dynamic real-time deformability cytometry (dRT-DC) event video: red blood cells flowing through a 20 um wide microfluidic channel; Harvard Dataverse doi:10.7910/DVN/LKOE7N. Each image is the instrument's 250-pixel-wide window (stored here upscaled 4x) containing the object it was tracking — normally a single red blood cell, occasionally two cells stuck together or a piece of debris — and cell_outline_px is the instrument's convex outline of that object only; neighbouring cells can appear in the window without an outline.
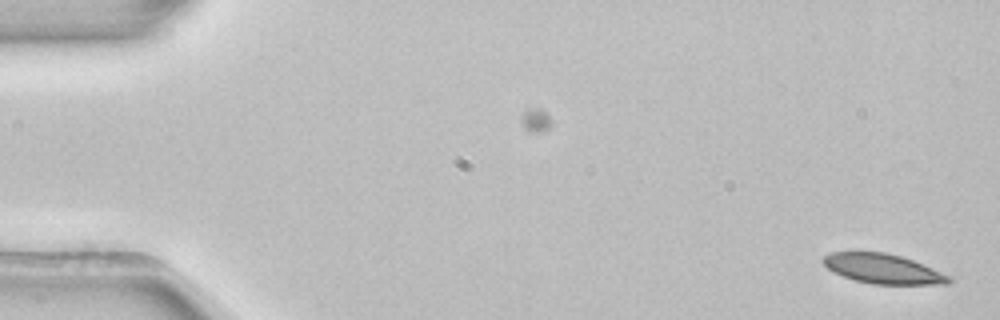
{"species": "common noctule bat (a hibernating species)", "species_latin": "Nyctalus noctula", "temperature_condition": "room temperature", "stored_images_in_passage": 52, "camera_frame_rate_fps": 3000, "um_per_image_px": 0.085, "animal": {"sex": "female", "body_mass_g": 22.7, "forearm_length_mm": 54.2}, "frame": {"image": 1, "passage_image": 1, "time_ms": 0.0, "image_size_px": [1000, 320], "cell_outline_px": [[952, 280], [948, 284], [872, 284], [856, 280], [844, 276], [828, 268], [820, 260], [824, 256], [832, 252], [884, 252], [900, 256], [912, 260], [932, 268], [948, 276]], "centroid_in_image_um": [75.03, 22.84], "position_along_channel_um": 10.0, "area_um2": 21.33}}
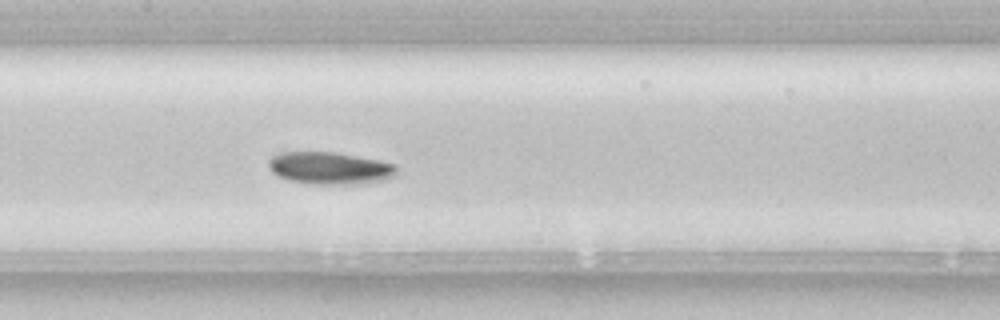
{"frame": {"image": 2, "passage_image": 25, "time_ms": 8.0, "image_size_px": [1000, 320], "cell_outline_px": [[396, 176], [384, 180], [360, 184], [312, 184], [288, 180], [272, 172], [268, 168], [268, 160], [272, 156], [280, 152], [336, 152], [380, 160], [396, 164]], "centroid_in_image_um": [28.05, 14.29], "position_along_channel_um": 179.4, "area_um2": 24.33}}
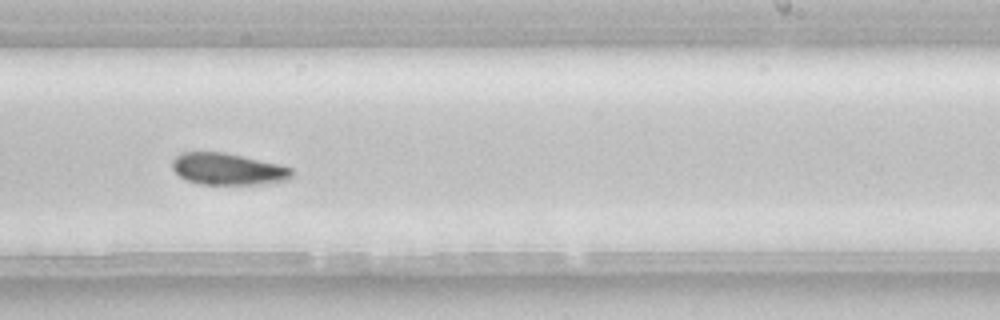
{"frame": {"image": 3, "passage_image": 32, "time_ms": 10.333, "image_size_px": [1000, 320], "cell_outline_px": [[292, 176], [288, 180], [260, 184], [200, 184], [188, 180], [180, 176], [172, 168], [172, 160], [176, 156], [184, 152], [224, 152], [280, 164], [292, 168]], "centroid_in_image_um": [19.38, 14.36], "position_along_channel_um": 269.6, "area_um2": 22.02}, "authors_computed_cell_mechanics": {"area_um2": 22.6287, "velocity_mm_per_s": 3.8857, "shape_relaxation_time_tau1_ms": 9.4416, "shape_relaxation_time_tau2_ms": null, "deformation_change_tau1": 0.1776, "deformation_change_tau2": null}}